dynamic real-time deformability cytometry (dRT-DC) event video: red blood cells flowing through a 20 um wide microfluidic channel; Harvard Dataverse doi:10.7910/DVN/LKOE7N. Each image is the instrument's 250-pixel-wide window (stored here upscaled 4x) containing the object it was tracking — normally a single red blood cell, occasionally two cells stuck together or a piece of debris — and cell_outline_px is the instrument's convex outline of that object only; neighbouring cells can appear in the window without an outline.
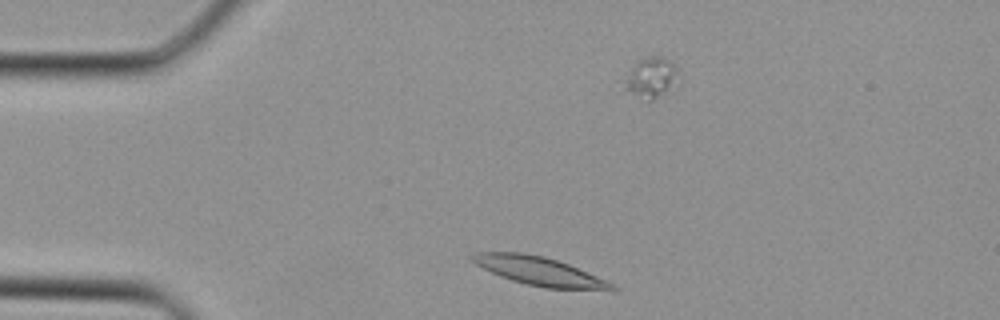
{"species": "Egyptian fruit bat (a non-hibernating species)", "species_latin": "Rousettus aegyptiacus", "temperature_condition": "cold", "stored_images_in_passage": 29, "camera_frame_rate_fps": 3000, "um_per_image_px": 0.085, "animal": {"sex": "female"}, "frame": {"image": 1, "passage_image": 1, "time_ms": 0.0, "image_size_px": [1000, 320], "cell_outline_px": [[616, 288], [612, 292], [544, 288], [512, 280], [500, 276], [476, 264], [468, 256], [476, 252], [524, 252], [544, 256], [568, 264], [608, 280]], "centroid_in_image_um": [45.94, 23.07], "position_along_channel_um": 39.1, "area_um2": 23.58}}
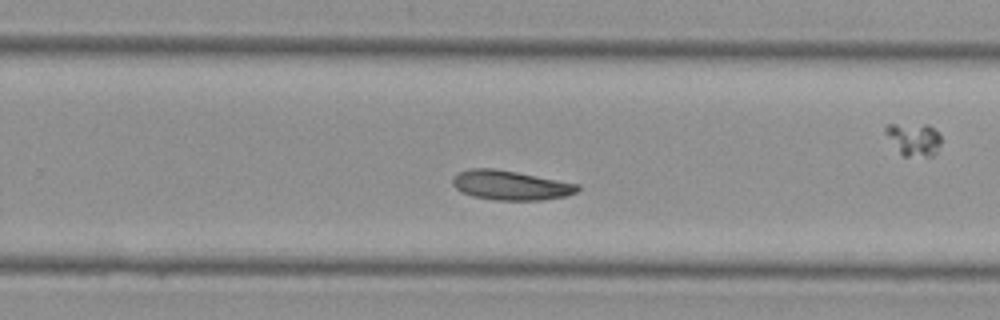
{"frame": {"image": 2, "passage_image": 16, "time_ms": 5.0, "image_size_px": [1000, 320], "cell_outline_px": [[580, 188], [576, 192], [568, 196], [544, 200], [492, 200], [472, 196], [460, 192], [452, 184], [452, 176], [456, 172], [468, 168], [492, 168], [516, 172], [580, 184]], "centroid_in_image_um": [43.36, 15.75], "position_along_channel_um": 286.4, "area_um2": 21.79}}
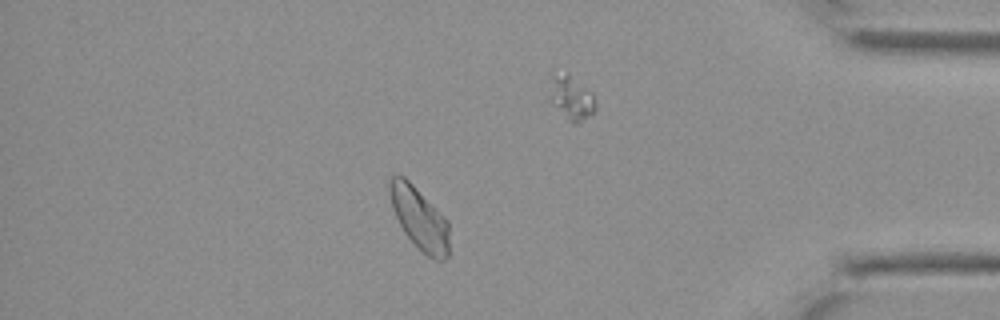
{"frame": {"image": 3, "passage_image": 24, "time_ms": 7.667, "image_size_px": [1000, 320], "cell_outline_px": [[448, 256], [444, 260], [432, 260], [404, 232], [392, 208], [388, 188], [388, 184], [392, 176], [404, 176], [448, 220]], "centroid_in_image_um": [35.65, 18.56], "position_along_channel_um": 399.6, "area_um2": 21.15}}